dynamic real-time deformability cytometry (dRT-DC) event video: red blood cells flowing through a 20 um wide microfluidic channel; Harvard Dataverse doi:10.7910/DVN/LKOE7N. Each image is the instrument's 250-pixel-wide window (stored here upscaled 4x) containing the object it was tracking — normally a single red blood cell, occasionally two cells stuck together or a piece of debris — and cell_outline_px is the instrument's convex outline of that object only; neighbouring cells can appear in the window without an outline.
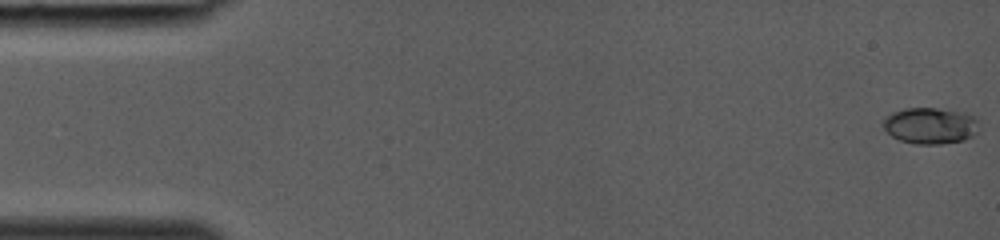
{"species": "common noctule bat (a hibernating species)", "species_latin": "Nyctalus noctula", "temperature_condition": "room temperature", "stored_images_in_passage": 6, "camera_frame_rate_fps": 3000, "um_per_image_px": 0.085, "animal": {"sex": "female", "body_mass_g": 19.0, "forearm_length_mm": 53.3}, "frame": {"image": 1, "passage_image": 1, "time_ms": 0.0, "image_size_px": [1000, 240], "cell_outline_px": [[976, 132], [972, 136], [964, 140], [940, 144], [916, 144], [900, 140], [892, 136], [884, 128], [884, 120], [892, 112], [904, 108], [936, 108], [964, 112], [976, 116]], "centroid_in_image_um": [79.08, 10.68], "position_along_channel_um": 5.9, "area_um2": 20.11}}